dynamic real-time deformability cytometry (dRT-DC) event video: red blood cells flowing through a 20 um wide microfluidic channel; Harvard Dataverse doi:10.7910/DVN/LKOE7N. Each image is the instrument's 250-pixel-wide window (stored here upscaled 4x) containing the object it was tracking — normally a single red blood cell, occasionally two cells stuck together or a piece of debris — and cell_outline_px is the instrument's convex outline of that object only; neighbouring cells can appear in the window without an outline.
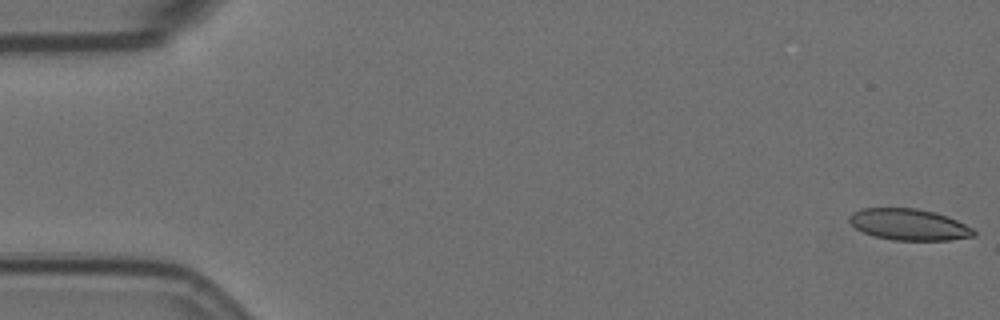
{"species": "Egyptian fruit bat (a non-hibernating species)", "species_latin": "Rousettus aegyptiacus", "temperature_condition": "room temperature", "stored_images_in_passage": 58, "camera_frame_rate_fps": 3000, "um_per_image_px": 0.085, "animal": {"sex": "female"}, "frame": {"image": 1, "passage_image": 1, "time_ms": 0.0, "image_size_px": [1000, 320], "cell_outline_px": [[976, 236], [948, 240], [892, 240], [876, 236], [864, 232], [856, 228], [848, 220], [848, 216], [852, 212], [860, 208], [916, 208], [948, 216], [972, 228], [976, 232]], "centroid_in_image_um": [77.25, 19.08], "position_along_channel_um": 7.8, "area_um2": 22.66}}
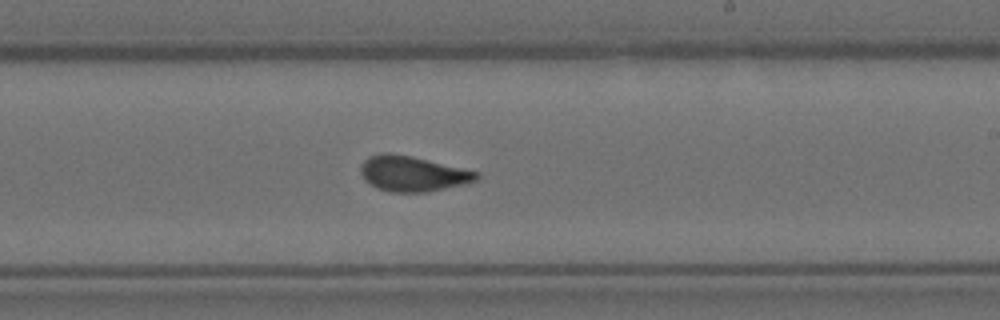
{"frame": {"image": 2, "passage_image": 34, "time_ms": 11.0, "image_size_px": [1000, 320], "cell_outline_px": [[480, 176], [476, 180], [464, 184], [428, 192], [388, 192], [376, 188], [364, 180], [360, 172], [360, 164], [368, 156], [380, 152], [388, 152], [412, 156], [480, 172]], "centroid_in_image_um": [35.03, 14.76], "position_along_channel_um": 254.0, "area_um2": 24.16}}
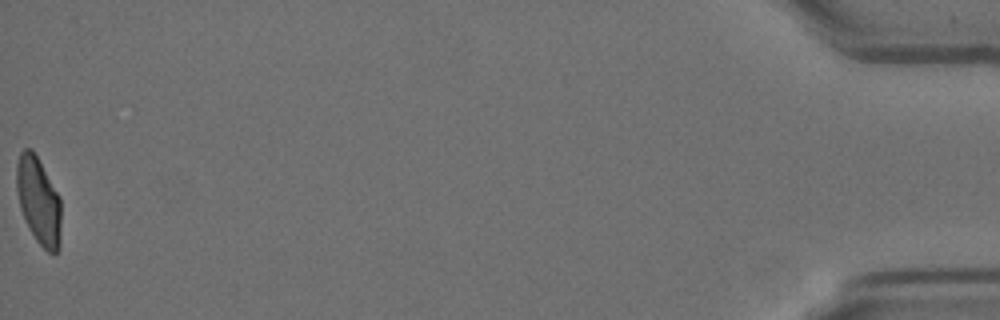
{"frame": {"image": 3, "passage_image": 58, "time_ms": 19.0, "image_size_px": [1000, 320], "cell_outline_px": [[60, 248], [52, 256], [36, 240], [20, 208], [16, 192], [16, 164], [20, 152], [24, 148], [32, 148], [60, 196]], "centroid_in_image_um": [3.28, 17.05], "position_along_channel_um": 431.9, "area_um2": 22.66}, "authors_computed_cell_mechanics": {"area_um2": 23.4957, "velocity_mm_per_s": 3.5094, "shape_relaxation_time_tau1_ms": null, "shape_relaxation_time_tau2_ms": 0.9511, "deformation_change_tau1": null, "deformation_change_tau2": 0.0665}}